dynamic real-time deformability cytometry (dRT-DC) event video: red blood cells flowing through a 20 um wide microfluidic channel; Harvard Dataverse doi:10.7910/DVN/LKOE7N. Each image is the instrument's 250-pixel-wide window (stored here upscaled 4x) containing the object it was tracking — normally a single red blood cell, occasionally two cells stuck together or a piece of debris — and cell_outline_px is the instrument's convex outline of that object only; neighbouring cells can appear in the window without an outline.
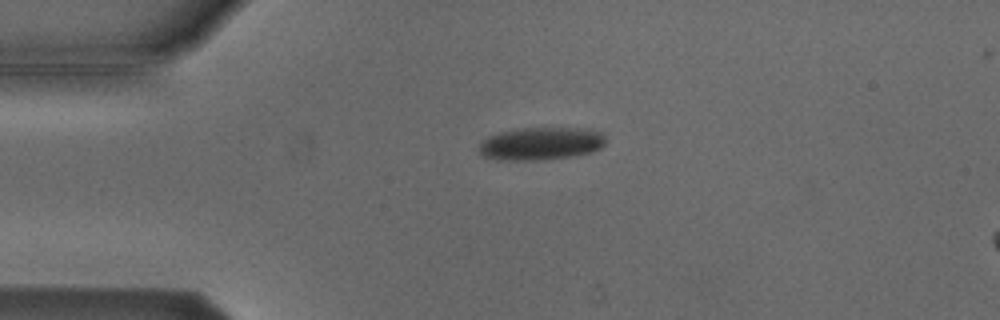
{"species": "Egyptian fruit bat (a non-hibernating species)", "species_latin": "Rousettus aegyptiacus", "temperature_condition": "cold", "stored_images_in_passage": 3, "camera_frame_rate_fps": 3000, "um_per_image_px": 0.085, "animal": {"sex": "male"}, "frame": {"image": 1, "passage_image": 1, "time_ms": 0.0, "image_size_px": [1000, 320], "cell_outline_px": [[604, 144], [600, 148], [592, 152], [572, 156], [540, 160], [500, 160], [480, 156], [480, 144], [488, 136], [500, 132], [516, 128], [584, 128], [604, 132]], "centroid_in_image_um": [45.98, 12.2], "position_along_channel_um": 39.0, "area_um2": 24.33}}
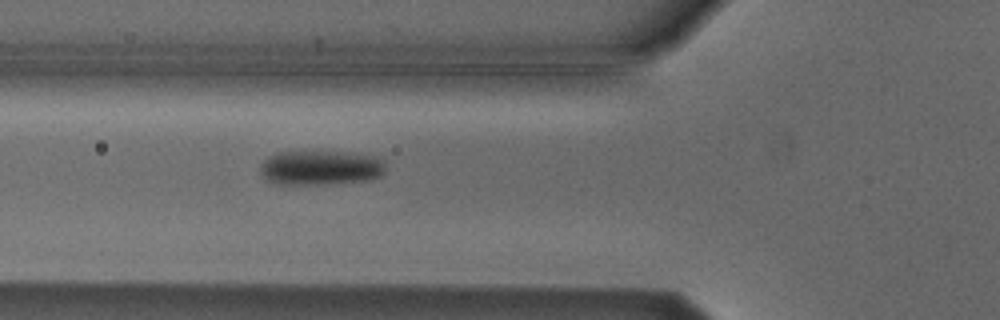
{"frame": {"image": 2, "passage_image": 3, "time_ms": 2.333, "image_size_px": [1000, 320], "cell_outline_px": [[384, 172], [380, 176], [368, 180], [324, 184], [276, 184], [264, 180], [260, 172], [260, 164], [268, 156], [280, 152], [360, 152], [384, 160]], "centroid_in_image_um": [27.23, 14.26], "position_along_channel_um": 98.6, "area_um2": 25.49}}